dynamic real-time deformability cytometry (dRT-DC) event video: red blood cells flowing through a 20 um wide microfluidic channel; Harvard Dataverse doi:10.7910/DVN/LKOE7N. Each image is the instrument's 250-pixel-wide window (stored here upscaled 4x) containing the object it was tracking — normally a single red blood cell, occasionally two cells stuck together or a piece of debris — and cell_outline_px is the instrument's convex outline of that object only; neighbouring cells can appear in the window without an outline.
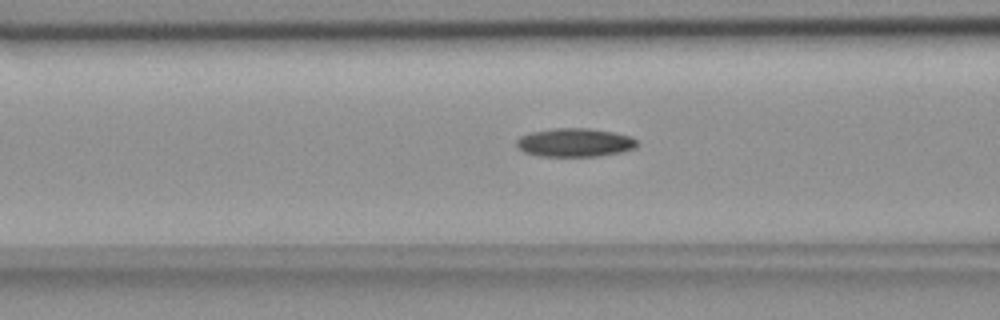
{"species": "common noctule bat (a hibernating species)", "species_latin": "Nyctalus noctula", "temperature_condition": "room temperature", "stored_images_in_passage": 54, "camera_frame_rate_fps": 3000, "um_per_image_px": 0.085, "animal": {"sex": "female", "body_mass_g": 18.4}, "frame": {"image": 1, "passage_image": 21, "time_ms": 6.667, "image_size_px": [1000, 320], "cell_outline_px": [[640, 144], [636, 148], [620, 152], [596, 156], [540, 156], [524, 152], [516, 144], [516, 140], [520, 136], [532, 132], [552, 128], [588, 128], [612, 132], [632, 136]], "centroid_in_image_um": [48.88, 12.11], "position_along_channel_um": 117.7, "area_um2": 20.06}}
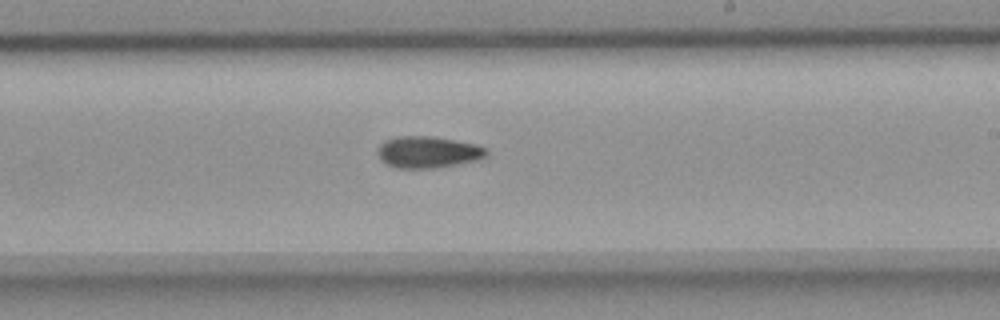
{"frame": {"image": 2, "passage_image": 32, "time_ms": 10.333, "image_size_px": [1000, 320], "cell_outline_px": [[488, 156], [476, 160], [456, 164], [432, 168], [396, 168], [384, 164], [380, 160], [376, 152], [380, 144], [384, 140], [400, 136], [432, 136], [476, 144], [484, 148], [488, 152]], "centroid_in_image_um": [36.32, 12.93], "position_along_channel_um": 252.7, "area_um2": 20.11}}
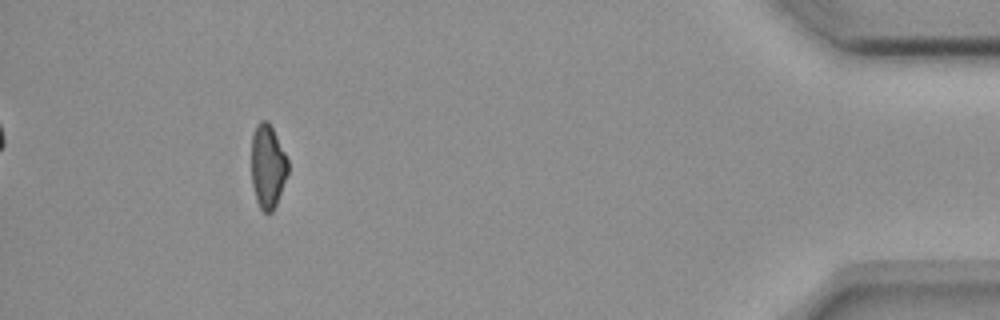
{"frame": {"image": 3, "passage_image": 50, "time_ms": 16.333, "image_size_px": [1000, 320], "cell_outline_px": [[288, 172], [276, 204], [272, 212], [264, 212], [260, 208], [256, 200], [252, 184], [252, 136], [256, 124], [260, 120], [268, 120], [288, 160]], "centroid_in_image_um": [22.74, 14.13], "position_along_channel_um": 412.5, "area_um2": 17.63}, "authors_computed_cell_mechanics": {"area_um2": 19.3341, "velocity_mm_per_s": 3.6952, "shape_relaxation_time_tau1_ms": 7.6823, "shape_relaxation_time_tau2_ms": null, "deformation_change_tau1": 0.1916, "deformation_change_tau2": null}}